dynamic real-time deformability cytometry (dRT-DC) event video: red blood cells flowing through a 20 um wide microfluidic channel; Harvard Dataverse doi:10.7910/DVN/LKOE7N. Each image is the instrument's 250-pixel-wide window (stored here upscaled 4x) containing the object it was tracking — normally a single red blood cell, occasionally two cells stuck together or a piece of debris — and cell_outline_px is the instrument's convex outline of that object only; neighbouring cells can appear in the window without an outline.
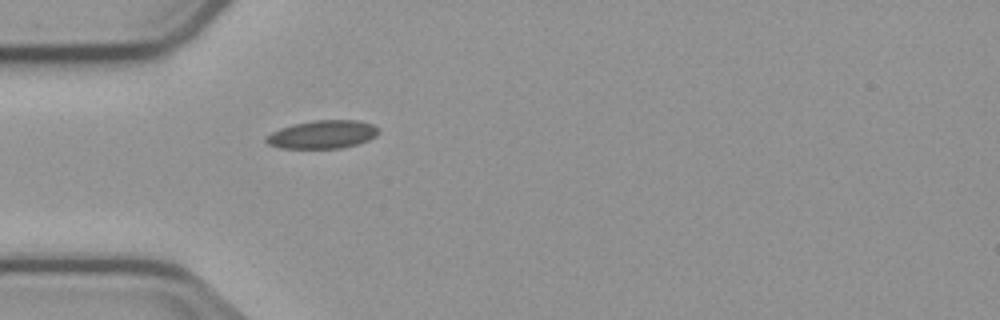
{"species": "common noctule bat (a hibernating species)", "species_latin": "Nyctalus noctula", "temperature_condition": "cold", "stored_images_in_passage": 40, "camera_frame_rate_fps": 3000, "um_per_image_px": 0.085, "animal": {"sex": "male", "body_mass_g": 23.1, "forearm_length_mm": 52.7}, "frame": {"image": 1, "passage_image": 1, "time_ms": 0.0, "image_size_px": [1000, 320], "cell_outline_px": [[380, 132], [376, 136], [368, 140], [356, 144], [340, 148], [280, 148], [268, 144], [264, 140], [264, 136], [280, 128], [292, 124], [312, 120], [356, 120], [372, 124], [380, 128]], "centroid_in_image_um": [27.4, 11.42], "position_along_channel_um": 57.6, "area_um2": 18.61}}
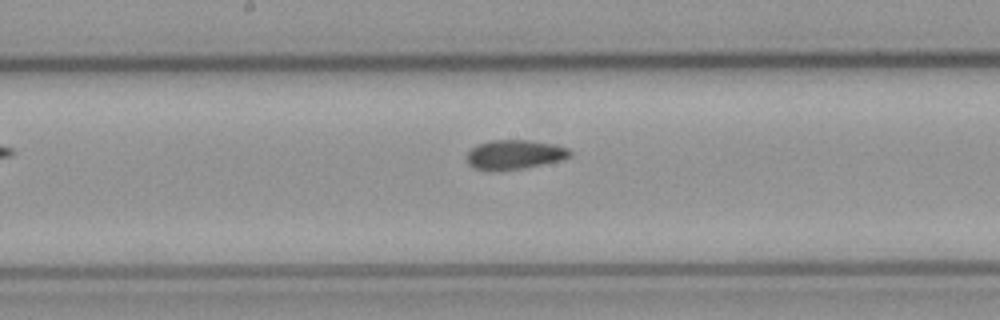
{"frame": {"image": 2, "passage_image": 13, "time_ms": 4.0, "image_size_px": [1000, 320], "cell_outline_px": [[572, 156], [560, 160], [524, 168], [488, 172], [476, 168], [468, 164], [468, 152], [476, 144], [492, 140], [524, 140], [552, 144], [568, 148], [572, 152]], "centroid_in_image_um": [43.71, 13.15], "position_along_channel_um": 204.5, "area_um2": 17.63}}
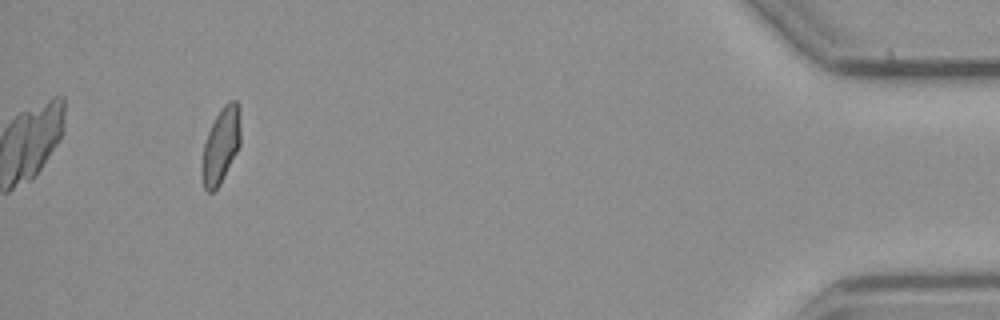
{"frame": {"image": 3, "passage_image": 36, "time_ms": 11.667, "image_size_px": [1000, 320], "cell_outline_px": [[240, 144], [220, 184], [212, 192], [208, 192], [204, 188], [200, 168], [204, 144], [208, 132], [220, 108], [228, 100], [236, 100], [240, 108]], "centroid_in_image_um": [18.77, 12.34], "position_along_channel_um": 416.4, "area_um2": 17.05}, "authors_computed_cell_mechanics": {"area_um2": 17.5423, "velocity_mm_per_s": 3.7394, "shape_relaxation_time_tau1_ms": null, "shape_relaxation_time_tau2_ms": 2.4887, "deformation_change_tau1": null, "deformation_change_tau2": 0.076}}